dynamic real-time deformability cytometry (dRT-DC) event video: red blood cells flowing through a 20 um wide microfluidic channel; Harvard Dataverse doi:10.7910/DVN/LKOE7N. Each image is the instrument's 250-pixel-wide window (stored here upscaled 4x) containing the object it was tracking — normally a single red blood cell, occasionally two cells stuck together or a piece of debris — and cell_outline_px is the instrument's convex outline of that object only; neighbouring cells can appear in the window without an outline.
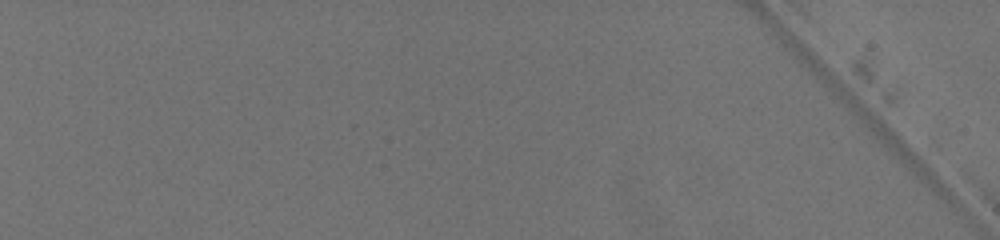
{"species": "common noctule bat (a hibernating species)", "species_latin": "Nyctalus noctula", "temperature_condition": "warm", "stored_images_in_passage": 3, "camera_frame_rate_fps": 3000, "um_per_image_px": 0.085, "animal": {"sex": "female", "body_mass_g": 19.5, "forearm_length_mm": 54.1}, "frame": {"image": 1, "passage_image": 1, "time_ms": 0.0, "image_size_px": [1000, 240], "cell_outline_px": [[284, 104], [256, 144], [232, 160], [216, 164], [216, 160], [228, 136], [244, 120], [272, 100], [284, 100]], "centroid_in_image_um": [21.19, 11.19], "position_along_channel_um": 63.8, "area_um2": 11.62}}